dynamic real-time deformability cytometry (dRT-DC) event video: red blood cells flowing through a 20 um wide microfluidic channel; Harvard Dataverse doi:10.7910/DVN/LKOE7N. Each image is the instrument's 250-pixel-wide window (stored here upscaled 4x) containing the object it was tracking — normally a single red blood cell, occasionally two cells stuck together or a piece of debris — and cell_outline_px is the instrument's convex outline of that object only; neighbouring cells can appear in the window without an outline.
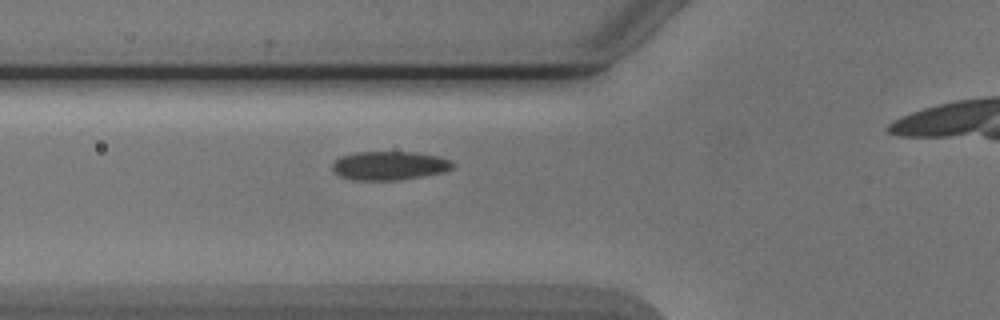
{"species": "Egyptian fruit bat (a non-hibernating species)", "species_latin": "Rousettus aegyptiacus", "temperature_condition": "cold", "stored_images_in_passage": 4, "camera_frame_rate_fps": 3000, "um_per_image_px": 0.085, "animal": {"sex": "male"}, "frame": {"image": 1, "passage_image": 3, "time_ms": 2.333, "image_size_px": [1000, 320], "cell_outline_px": [[456, 164], [452, 168], [444, 172], [424, 176], [400, 180], [356, 180], [340, 176], [332, 168], [332, 164], [340, 156], [356, 152], [416, 152], [440, 156], [452, 160]], "centroid_in_image_um": [33.16, 14.07], "position_along_channel_um": 92.6, "area_um2": 20.35}}